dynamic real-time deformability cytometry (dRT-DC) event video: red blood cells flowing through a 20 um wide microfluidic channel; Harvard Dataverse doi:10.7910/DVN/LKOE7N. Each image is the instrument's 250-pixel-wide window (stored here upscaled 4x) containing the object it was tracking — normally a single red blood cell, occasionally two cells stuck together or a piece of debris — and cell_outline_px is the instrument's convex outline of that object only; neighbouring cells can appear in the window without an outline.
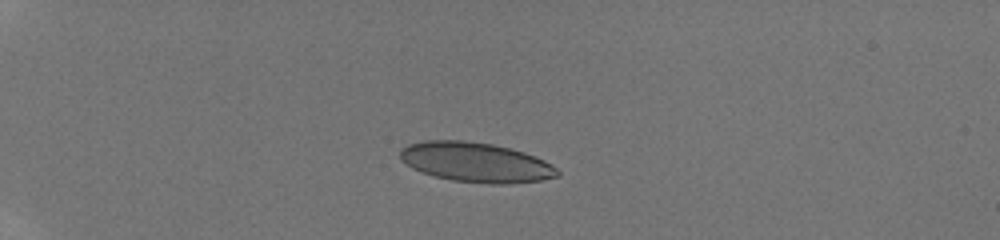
{"species": "human", "species_latin": "Homo sapiens", "temperature_condition": "room temperature", "stored_images_in_passage": 37, "camera_frame_rate_fps": 3000, "um_per_image_px": 0.085, "donor": {"sex": "male"}, "frame": {"image": 1, "passage_image": 1, "time_ms": 0.0, "image_size_px": [1000, 240], "cell_outline_px": [[560, 176], [540, 180], [508, 184], [492, 184], [452, 180], [436, 176], [412, 168], [400, 160], [400, 148], [408, 144], [428, 140], [464, 140], [492, 144], [524, 152], [544, 160], [556, 168], [560, 172]], "centroid_in_image_um": [40.44, 13.79], "position_along_channel_um": 44.6, "area_um2": 36.3}}
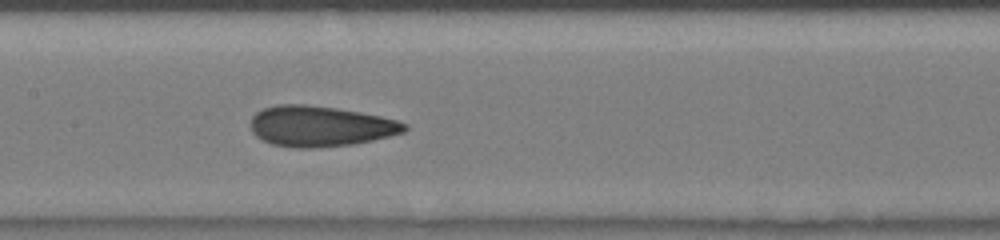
{"frame": {"image": 2, "passage_image": 15, "time_ms": 4.667, "image_size_px": [1000, 240], "cell_outline_px": [[408, 128], [404, 132], [372, 140], [352, 144], [312, 148], [296, 148], [272, 144], [256, 136], [252, 132], [252, 116], [256, 112], [264, 108], [276, 104], [304, 104], [336, 108], [360, 112], [380, 116], [396, 120], [408, 124]], "centroid_in_image_um": [27.22, 10.72], "position_along_channel_um": 180.2, "area_um2": 36.24}}
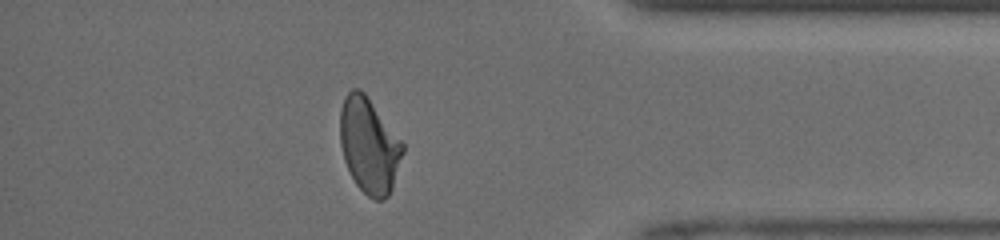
{"frame": {"image": 3, "passage_image": 32, "time_ms": 10.333, "image_size_px": [1000, 240], "cell_outline_px": [[404, 152], [392, 188], [388, 196], [384, 200], [376, 200], [368, 196], [356, 184], [344, 160], [340, 144], [340, 112], [344, 96], [352, 88], [360, 88], [364, 92], [404, 144]], "centroid_in_image_um": [31.37, 12.36], "position_along_channel_um": 403.8, "area_um2": 34.68}, "authors_computed_cell_mechanics": {"area_um2": 35.3158, "velocity_mm_per_s": 4.245, "shape_relaxation_time_tau1_ms": 6.7781, "shape_relaxation_time_tau2_ms": 1.2619, "deformation_change_tau1": 0.2001, "deformation_change_tau2": 0.079}}